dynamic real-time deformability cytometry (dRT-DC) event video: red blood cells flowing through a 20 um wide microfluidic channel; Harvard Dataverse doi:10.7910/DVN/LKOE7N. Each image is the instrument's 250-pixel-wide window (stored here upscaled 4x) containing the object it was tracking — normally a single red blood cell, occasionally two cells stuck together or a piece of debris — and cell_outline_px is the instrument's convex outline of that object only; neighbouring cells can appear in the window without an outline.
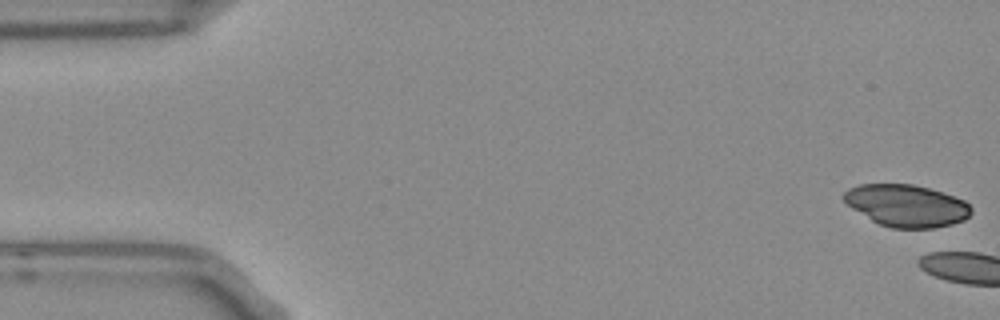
{"species": "Egyptian fruit bat (a non-hibernating species)", "species_latin": "Rousettus aegyptiacus", "temperature_condition": "room temperature", "stored_images_in_passage": 9, "camera_frame_rate_fps": 3000, "um_per_image_px": 0.085, "frame": {"image": 1, "passage_image": 1, "time_ms": 0.0, "image_size_px": [1000, 320], "cell_outline_px": [[972, 212], [964, 220], [952, 224], [932, 228], [892, 228], [880, 224], [872, 220], [852, 208], [840, 196], [848, 188], [860, 184], [912, 184], [928, 188], [964, 200], [972, 208]], "centroid_in_image_um": [77.04, 17.47], "position_along_channel_um": 8.0, "area_um2": 31.04}}